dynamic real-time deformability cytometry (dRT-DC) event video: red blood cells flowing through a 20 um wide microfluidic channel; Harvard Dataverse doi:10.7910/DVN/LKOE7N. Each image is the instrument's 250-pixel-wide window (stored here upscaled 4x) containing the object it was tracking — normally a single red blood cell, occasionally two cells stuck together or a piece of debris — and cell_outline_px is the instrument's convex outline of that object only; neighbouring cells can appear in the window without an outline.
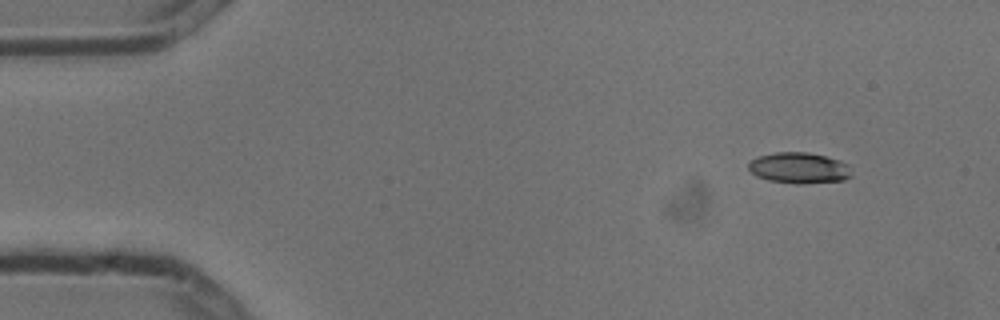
{"species": "common noctule bat (a hibernating species)", "species_latin": "Nyctalus noctula", "temperature_condition": "cold", "stored_images_in_passage": 4, "camera_frame_rate_fps": 3000, "um_per_image_px": 0.085, "animal": {"sex": "male", "body_mass_g": 13.3}, "frame": {"image": 1, "passage_image": 2, "time_ms": 0.333, "image_size_px": [1000, 320], "cell_outline_px": [[852, 176], [844, 180], [796, 184], [768, 180], [756, 176], [748, 168], [748, 164], [756, 156], [776, 152], [808, 152], [840, 160], [848, 164]], "centroid_in_image_um": [67.91, 14.27], "position_along_channel_um": 17.1, "area_um2": 18.61}}